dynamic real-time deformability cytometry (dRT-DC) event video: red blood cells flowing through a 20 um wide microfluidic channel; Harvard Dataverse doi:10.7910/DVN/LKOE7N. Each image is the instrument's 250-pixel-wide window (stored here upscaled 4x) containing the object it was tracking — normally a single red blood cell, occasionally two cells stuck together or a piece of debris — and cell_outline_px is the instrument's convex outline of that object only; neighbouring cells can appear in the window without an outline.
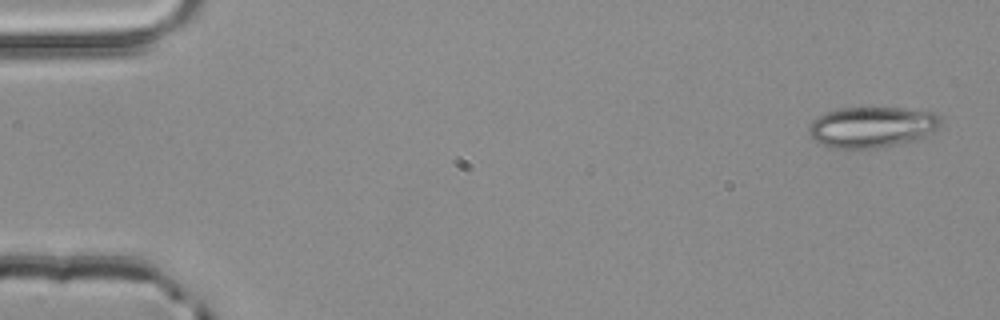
{"species": "common noctule bat (a hibernating species)", "species_latin": "Nyctalus noctula", "temperature_condition": "room temperature", "stored_images_in_passage": 5, "segment_of_instrument_passage": [2, 2], "camera_frame_rate_fps": 3000, "um_per_image_px": 0.085, "animal": {"sex": "male", "body_mass_g": 20.4}, "frame": {"image": 1, "passage_image": 5, "time_ms": 1.333, "image_size_px": [1000, 320], "cell_outline_px": [[940, 124], [924, 140], [904, 144], [848, 152], [824, 144], [816, 140], [808, 132], [808, 128], [812, 120], [816, 116], [824, 112], [840, 108], [900, 108], [936, 112], [940, 116]], "centroid_in_image_um": [74.14, 10.84], "position_along_channel_um": 10.9, "area_um2": 32.37}}